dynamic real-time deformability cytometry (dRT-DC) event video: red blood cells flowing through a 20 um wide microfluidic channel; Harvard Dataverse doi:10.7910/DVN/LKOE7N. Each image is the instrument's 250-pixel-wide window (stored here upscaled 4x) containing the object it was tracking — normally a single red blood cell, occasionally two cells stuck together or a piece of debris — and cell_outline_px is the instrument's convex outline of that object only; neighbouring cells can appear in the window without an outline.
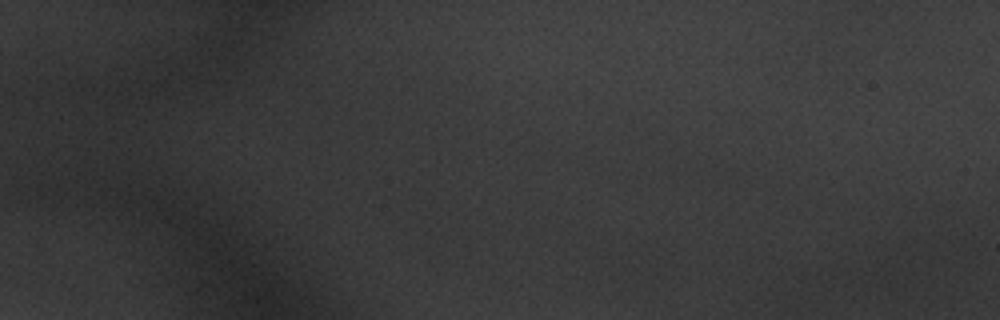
{"species": "common noctule bat (a hibernating species)", "species_latin": "Nyctalus noctula", "temperature_condition": "warm", "stored_images_in_passage": 8, "segment_of_instrument_passage": [1, 2], "camera_frame_rate_fps": 3000, "um_per_image_px": 0.085, "animal": {"sex": "male", "body_mass_g": 20.1, "forearm_length_mm": 53.5}, "frame": {"image": 1, "passage_image": 1, "time_ms": 0.0, "image_size_px": [1000, 320], "cell_outline_px": [[924, 252], [920, 280], [912, 296], [852, 296], [824, 284], [820, 280], [820, 276], [868, 252], [904, 240], [916, 240]], "centroid_in_image_um": [74.82, 23.11], "position_along_channel_um": 10.2, "area_um2": 28.9}}